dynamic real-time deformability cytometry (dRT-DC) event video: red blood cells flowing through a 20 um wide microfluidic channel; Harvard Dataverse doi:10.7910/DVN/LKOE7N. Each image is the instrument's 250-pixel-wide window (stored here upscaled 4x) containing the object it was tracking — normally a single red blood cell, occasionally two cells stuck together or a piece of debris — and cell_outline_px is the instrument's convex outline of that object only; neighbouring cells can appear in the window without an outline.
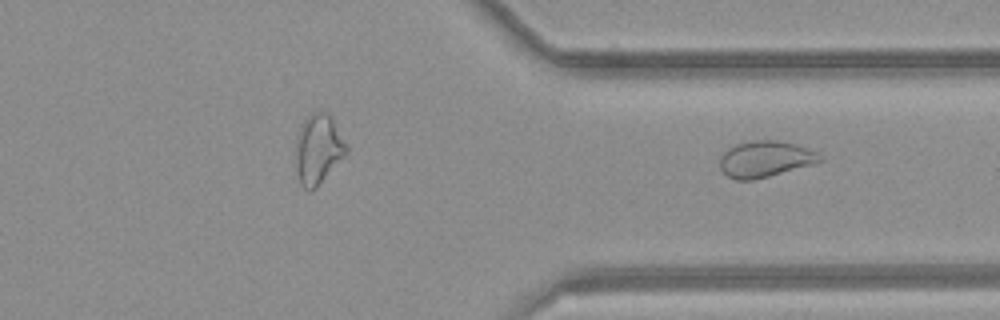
{"species": "common noctule bat (a hibernating species)", "species_latin": "Nyctalus noctula", "temperature_condition": "room temperature", "stored_images_in_passage": 29, "segment_of_instrument_passage": [2, 2], "camera_frame_rate_fps": 3000, "um_per_image_px": 0.085, "animal": {"sex": "female", "body_mass_g": 21.9}, "frame": {"image": 1, "passage_image": 29, "time_ms": 9.333, "image_size_px": [1000, 320], "cell_outline_px": [[824, 160], [812, 164], [768, 176], [752, 180], [736, 180], [728, 176], [720, 168], [720, 156], [728, 148], [736, 144], [752, 140], [780, 140], [796, 144], [816, 152], [824, 156]], "centroid_in_image_um": [65.04, 13.5], "position_along_channel_um": 346.4, "area_um2": 21.04}}